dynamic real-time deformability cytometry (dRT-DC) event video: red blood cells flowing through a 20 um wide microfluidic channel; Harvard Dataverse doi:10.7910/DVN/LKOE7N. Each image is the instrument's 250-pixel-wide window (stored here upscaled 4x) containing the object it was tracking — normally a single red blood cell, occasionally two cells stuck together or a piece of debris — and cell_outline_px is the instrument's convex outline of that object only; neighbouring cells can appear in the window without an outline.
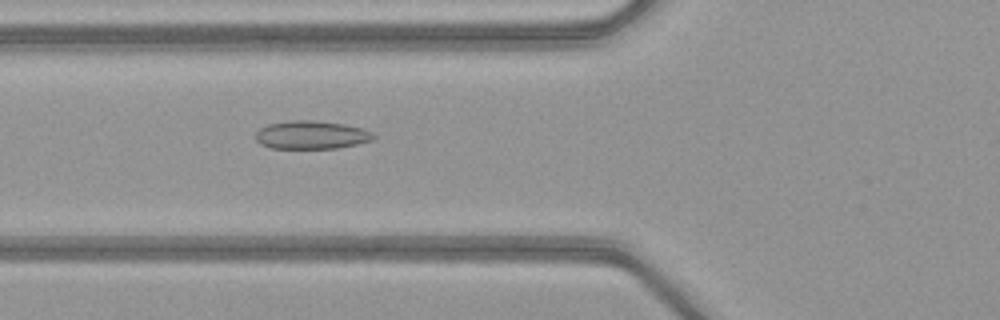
{"species": "common noctule bat (a hibernating species)", "species_latin": "Nyctalus noctula", "temperature_condition": "warm", "stored_images_in_passage": 46, "camera_frame_rate_fps": 3000, "um_per_image_px": 0.085, "animal": {"sex": "female", "body_mass_g": 21.9}, "frame": {"image": 1, "passage_image": 15, "time_ms": 4.667, "image_size_px": [1000, 320], "cell_outline_px": [[376, 136], [372, 140], [356, 144], [336, 148], [272, 148], [260, 144], [256, 140], [256, 132], [260, 128], [268, 124], [292, 120], [312, 120], [344, 124], [364, 128], [372, 132]], "centroid_in_image_um": [26.47, 11.46], "position_along_channel_um": 99.3, "area_um2": 19.36}}
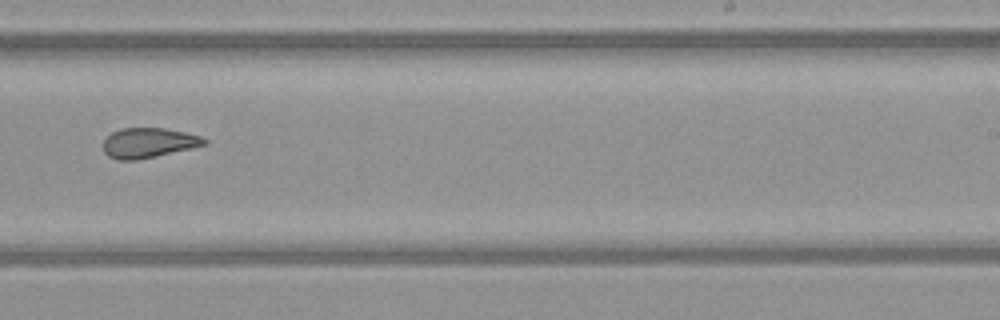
{"frame": {"image": 2, "passage_image": 28, "time_ms": 9.0, "image_size_px": [1000, 320], "cell_outline_px": [[208, 144], [192, 148], [156, 156], [136, 160], [120, 160], [108, 156], [104, 152], [104, 140], [112, 132], [120, 128], [164, 128], [184, 132], [200, 136], [208, 140]], "centroid_in_image_um": [12.63, 12.14], "position_along_channel_um": 276.4, "area_um2": 17.57}}
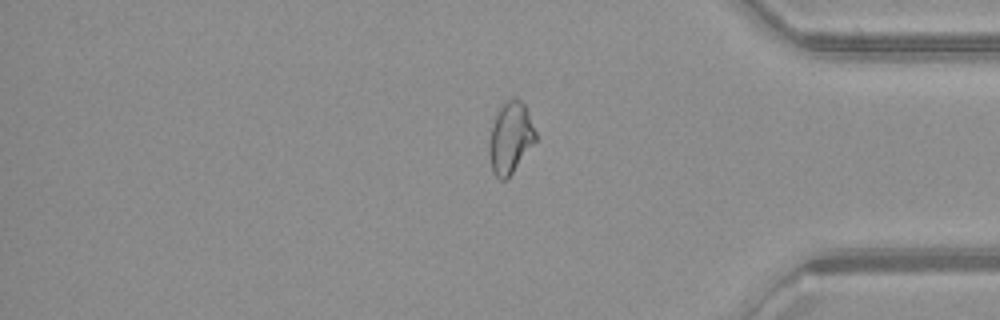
{"frame": {"image": 3, "passage_image": 38, "time_ms": 12.333, "image_size_px": [1000, 320], "cell_outline_px": [[536, 140], [512, 172], [504, 180], [500, 180], [492, 172], [488, 148], [488, 144], [492, 124], [504, 100], [512, 96], [520, 100], [524, 104], [536, 132]], "centroid_in_image_um": [43.36, 11.68], "position_along_channel_um": 391.8, "area_um2": 19.13}, "authors_computed_cell_mechanics": {"area_um2": 19.363, "velocity_mm_per_s": 4.0729, "shape_relaxation_time_tau1_ms": null, "shape_relaxation_time_tau2_ms": 2.3688, "deformation_change_tau1": null, "deformation_change_tau2": 0.0813}}